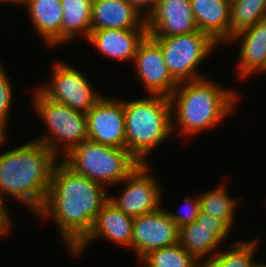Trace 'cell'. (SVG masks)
I'll return each instance as SVG.
<instances>
[{
  "mask_svg": "<svg viewBox=\"0 0 266 267\" xmlns=\"http://www.w3.org/2000/svg\"><path fill=\"white\" fill-rule=\"evenodd\" d=\"M108 189L74 173L59 160L51 174L45 203L36 216L52 218L72 252L91 232L98 213L109 200Z\"/></svg>",
  "mask_w": 266,
  "mask_h": 267,
  "instance_id": "cell-1",
  "label": "cell"
},
{
  "mask_svg": "<svg viewBox=\"0 0 266 267\" xmlns=\"http://www.w3.org/2000/svg\"><path fill=\"white\" fill-rule=\"evenodd\" d=\"M58 158L36 140L1 153L0 200L6 203L8 199L5 197L12 196L36 216L47 198L51 174Z\"/></svg>",
  "mask_w": 266,
  "mask_h": 267,
  "instance_id": "cell-2",
  "label": "cell"
},
{
  "mask_svg": "<svg viewBox=\"0 0 266 267\" xmlns=\"http://www.w3.org/2000/svg\"><path fill=\"white\" fill-rule=\"evenodd\" d=\"M238 95L207 77L178 83L169 97L172 133L177 129L181 135L193 136L217 127L235 110Z\"/></svg>",
  "mask_w": 266,
  "mask_h": 267,
  "instance_id": "cell-3",
  "label": "cell"
},
{
  "mask_svg": "<svg viewBox=\"0 0 266 267\" xmlns=\"http://www.w3.org/2000/svg\"><path fill=\"white\" fill-rule=\"evenodd\" d=\"M125 113V148L140 163L148 164L150 153L172 133L170 98L148 95L123 100Z\"/></svg>",
  "mask_w": 266,
  "mask_h": 267,
  "instance_id": "cell-4",
  "label": "cell"
},
{
  "mask_svg": "<svg viewBox=\"0 0 266 267\" xmlns=\"http://www.w3.org/2000/svg\"><path fill=\"white\" fill-rule=\"evenodd\" d=\"M62 158L60 160L74 173L98 182L106 188L121 183L140 165L126 148L89 140L73 147Z\"/></svg>",
  "mask_w": 266,
  "mask_h": 267,
  "instance_id": "cell-5",
  "label": "cell"
},
{
  "mask_svg": "<svg viewBox=\"0 0 266 267\" xmlns=\"http://www.w3.org/2000/svg\"><path fill=\"white\" fill-rule=\"evenodd\" d=\"M32 100L34 111L43 119L48 129L46 134H41L40 138L35 140L44 144L57 157L65 155L73 147L88 140L85 113L47 98L37 88L33 91ZM61 143L62 146L59 145Z\"/></svg>",
  "mask_w": 266,
  "mask_h": 267,
  "instance_id": "cell-6",
  "label": "cell"
},
{
  "mask_svg": "<svg viewBox=\"0 0 266 267\" xmlns=\"http://www.w3.org/2000/svg\"><path fill=\"white\" fill-rule=\"evenodd\" d=\"M151 38L160 46L168 72L177 83L204 78L198 67L219 45L202 31Z\"/></svg>",
  "mask_w": 266,
  "mask_h": 267,
  "instance_id": "cell-7",
  "label": "cell"
},
{
  "mask_svg": "<svg viewBox=\"0 0 266 267\" xmlns=\"http://www.w3.org/2000/svg\"><path fill=\"white\" fill-rule=\"evenodd\" d=\"M51 69L50 84L36 86L47 98L86 114L103 97L72 65L57 61Z\"/></svg>",
  "mask_w": 266,
  "mask_h": 267,
  "instance_id": "cell-8",
  "label": "cell"
},
{
  "mask_svg": "<svg viewBox=\"0 0 266 267\" xmlns=\"http://www.w3.org/2000/svg\"><path fill=\"white\" fill-rule=\"evenodd\" d=\"M149 168L148 164H140L122 181V194L109 195V200L130 217L151 213L161 206L162 189Z\"/></svg>",
  "mask_w": 266,
  "mask_h": 267,
  "instance_id": "cell-9",
  "label": "cell"
},
{
  "mask_svg": "<svg viewBox=\"0 0 266 267\" xmlns=\"http://www.w3.org/2000/svg\"><path fill=\"white\" fill-rule=\"evenodd\" d=\"M230 229L223 219L200 210L196 221L178 229V243L200 262L205 263L217 253L221 243L226 241L227 235L231 233Z\"/></svg>",
  "mask_w": 266,
  "mask_h": 267,
  "instance_id": "cell-10",
  "label": "cell"
},
{
  "mask_svg": "<svg viewBox=\"0 0 266 267\" xmlns=\"http://www.w3.org/2000/svg\"><path fill=\"white\" fill-rule=\"evenodd\" d=\"M136 78L144 85L149 95L170 97L178 83L168 72L160 46L147 35L139 44L132 61Z\"/></svg>",
  "mask_w": 266,
  "mask_h": 267,
  "instance_id": "cell-11",
  "label": "cell"
},
{
  "mask_svg": "<svg viewBox=\"0 0 266 267\" xmlns=\"http://www.w3.org/2000/svg\"><path fill=\"white\" fill-rule=\"evenodd\" d=\"M87 116L88 140L117 148H125V113L123 99L103 96Z\"/></svg>",
  "mask_w": 266,
  "mask_h": 267,
  "instance_id": "cell-12",
  "label": "cell"
},
{
  "mask_svg": "<svg viewBox=\"0 0 266 267\" xmlns=\"http://www.w3.org/2000/svg\"><path fill=\"white\" fill-rule=\"evenodd\" d=\"M178 243V228L169 218L165 208L133 219L131 249L138 260L150 251Z\"/></svg>",
  "mask_w": 266,
  "mask_h": 267,
  "instance_id": "cell-13",
  "label": "cell"
},
{
  "mask_svg": "<svg viewBox=\"0 0 266 267\" xmlns=\"http://www.w3.org/2000/svg\"><path fill=\"white\" fill-rule=\"evenodd\" d=\"M150 37H167L199 31L190 0H159L146 20Z\"/></svg>",
  "mask_w": 266,
  "mask_h": 267,
  "instance_id": "cell-14",
  "label": "cell"
},
{
  "mask_svg": "<svg viewBox=\"0 0 266 267\" xmlns=\"http://www.w3.org/2000/svg\"><path fill=\"white\" fill-rule=\"evenodd\" d=\"M133 217L128 216L108 200L97 215L91 232L88 236L71 252V255H80L91 242L98 238H104L131 248L133 236Z\"/></svg>",
  "mask_w": 266,
  "mask_h": 267,
  "instance_id": "cell-15",
  "label": "cell"
},
{
  "mask_svg": "<svg viewBox=\"0 0 266 267\" xmlns=\"http://www.w3.org/2000/svg\"><path fill=\"white\" fill-rule=\"evenodd\" d=\"M237 78L243 79L253 73L266 71V18L237 33L230 39L240 40Z\"/></svg>",
  "mask_w": 266,
  "mask_h": 267,
  "instance_id": "cell-16",
  "label": "cell"
},
{
  "mask_svg": "<svg viewBox=\"0 0 266 267\" xmlns=\"http://www.w3.org/2000/svg\"><path fill=\"white\" fill-rule=\"evenodd\" d=\"M147 29H101L91 31L88 42L105 57L118 61L133 60Z\"/></svg>",
  "mask_w": 266,
  "mask_h": 267,
  "instance_id": "cell-17",
  "label": "cell"
},
{
  "mask_svg": "<svg viewBox=\"0 0 266 267\" xmlns=\"http://www.w3.org/2000/svg\"><path fill=\"white\" fill-rule=\"evenodd\" d=\"M147 29L146 19L127 0H93L91 31Z\"/></svg>",
  "mask_w": 266,
  "mask_h": 267,
  "instance_id": "cell-18",
  "label": "cell"
},
{
  "mask_svg": "<svg viewBox=\"0 0 266 267\" xmlns=\"http://www.w3.org/2000/svg\"><path fill=\"white\" fill-rule=\"evenodd\" d=\"M199 31L224 45L230 41L231 0H190Z\"/></svg>",
  "mask_w": 266,
  "mask_h": 267,
  "instance_id": "cell-19",
  "label": "cell"
},
{
  "mask_svg": "<svg viewBox=\"0 0 266 267\" xmlns=\"http://www.w3.org/2000/svg\"><path fill=\"white\" fill-rule=\"evenodd\" d=\"M29 20L46 45H61L63 9L60 0H25Z\"/></svg>",
  "mask_w": 266,
  "mask_h": 267,
  "instance_id": "cell-20",
  "label": "cell"
},
{
  "mask_svg": "<svg viewBox=\"0 0 266 267\" xmlns=\"http://www.w3.org/2000/svg\"><path fill=\"white\" fill-rule=\"evenodd\" d=\"M63 9L61 44L73 41L81 35L87 40L91 33V10L93 0H60Z\"/></svg>",
  "mask_w": 266,
  "mask_h": 267,
  "instance_id": "cell-21",
  "label": "cell"
},
{
  "mask_svg": "<svg viewBox=\"0 0 266 267\" xmlns=\"http://www.w3.org/2000/svg\"><path fill=\"white\" fill-rule=\"evenodd\" d=\"M234 244V245H233ZM226 251H218L203 267H256L254 261L258 240L235 242Z\"/></svg>",
  "mask_w": 266,
  "mask_h": 267,
  "instance_id": "cell-22",
  "label": "cell"
},
{
  "mask_svg": "<svg viewBox=\"0 0 266 267\" xmlns=\"http://www.w3.org/2000/svg\"><path fill=\"white\" fill-rule=\"evenodd\" d=\"M139 262L143 267H203V263L179 243L150 251Z\"/></svg>",
  "mask_w": 266,
  "mask_h": 267,
  "instance_id": "cell-23",
  "label": "cell"
},
{
  "mask_svg": "<svg viewBox=\"0 0 266 267\" xmlns=\"http://www.w3.org/2000/svg\"><path fill=\"white\" fill-rule=\"evenodd\" d=\"M225 185H219L215 189L204 194H199L201 210L209 215L223 219L233 228L237 200L227 192Z\"/></svg>",
  "mask_w": 266,
  "mask_h": 267,
  "instance_id": "cell-24",
  "label": "cell"
},
{
  "mask_svg": "<svg viewBox=\"0 0 266 267\" xmlns=\"http://www.w3.org/2000/svg\"><path fill=\"white\" fill-rule=\"evenodd\" d=\"M230 39L266 18V0H231Z\"/></svg>",
  "mask_w": 266,
  "mask_h": 267,
  "instance_id": "cell-25",
  "label": "cell"
},
{
  "mask_svg": "<svg viewBox=\"0 0 266 267\" xmlns=\"http://www.w3.org/2000/svg\"><path fill=\"white\" fill-rule=\"evenodd\" d=\"M4 65L0 63V125L6 130L10 118L13 101V88L10 78L6 74ZM10 112V113H9Z\"/></svg>",
  "mask_w": 266,
  "mask_h": 267,
  "instance_id": "cell-26",
  "label": "cell"
},
{
  "mask_svg": "<svg viewBox=\"0 0 266 267\" xmlns=\"http://www.w3.org/2000/svg\"><path fill=\"white\" fill-rule=\"evenodd\" d=\"M184 203L187 208L186 211L174 212L166 210L169 218L173 220L178 229L196 221L201 210L199 195H196L195 198L191 197V199L189 196L185 197Z\"/></svg>",
  "mask_w": 266,
  "mask_h": 267,
  "instance_id": "cell-27",
  "label": "cell"
},
{
  "mask_svg": "<svg viewBox=\"0 0 266 267\" xmlns=\"http://www.w3.org/2000/svg\"><path fill=\"white\" fill-rule=\"evenodd\" d=\"M146 20L154 12L159 0H127ZM146 9V10H145ZM146 12V13H145ZM145 13V14H144Z\"/></svg>",
  "mask_w": 266,
  "mask_h": 267,
  "instance_id": "cell-28",
  "label": "cell"
},
{
  "mask_svg": "<svg viewBox=\"0 0 266 267\" xmlns=\"http://www.w3.org/2000/svg\"><path fill=\"white\" fill-rule=\"evenodd\" d=\"M7 208V203L5 204L0 200V238L7 235L12 226L11 213Z\"/></svg>",
  "mask_w": 266,
  "mask_h": 267,
  "instance_id": "cell-29",
  "label": "cell"
},
{
  "mask_svg": "<svg viewBox=\"0 0 266 267\" xmlns=\"http://www.w3.org/2000/svg\"><path fill=\"white\" fill-rule=\"evenodd\" d=\"M24 2H25V0H0V3H2V4H6V5H13L14 6V4H15V6L17 5V7L18 6H22L23 7V5H24Z\"/></svg>",
  "mask_w": 266,
  "mask_h": 267,
  "instance_id": "cell-30",
  "label": "cell"
},
{
  "mask_svg": "<svg viewBox=\"0 0 266 267\" xmlns=\"http://www.w3.org/2000/svg\"><path fill=\"white\" fill-rule=\"evenodd\" d=\"M6 132L7 131L0 125V145H1V143L3 145V143H5L4 141H7L6 139H7L8 135Z\"/></svg>",
  "mask_w": 266,
  "mask_h": 267,
  "instance_id": "cell-31",
  "label": "cell"
},
{
  "mask_svg": "<svg viewBox=\"0 0 266 267\" xmlns=\"http://www.w3.org/2000/svg\"><path fill=\"white\" fill-rule=\"evenodd\" d=\"M256 267H266V263H257Z\"/></svg>",
  "mask_w": 266,
  "mask_h": 267,
  "instance_id": "cell-32",
  "label": "cell"
}]
</instances>
